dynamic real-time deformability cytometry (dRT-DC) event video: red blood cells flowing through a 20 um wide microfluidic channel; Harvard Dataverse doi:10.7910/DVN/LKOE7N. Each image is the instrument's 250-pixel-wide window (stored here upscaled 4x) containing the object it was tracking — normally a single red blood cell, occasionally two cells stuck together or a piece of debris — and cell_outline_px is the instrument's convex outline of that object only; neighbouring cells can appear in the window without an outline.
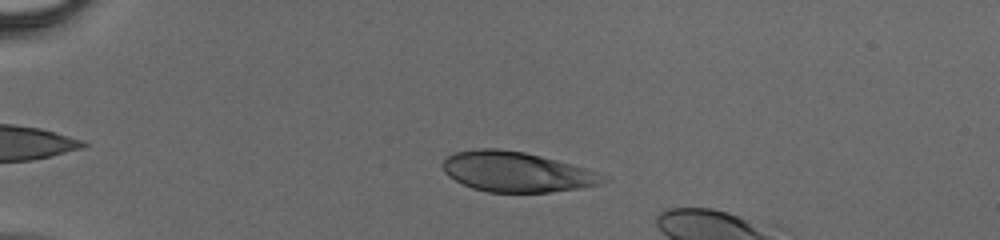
{"species": "human", "species_latin": "Homo sapiens", "temperature_condition": "cold", "stored_images_in_passage": 20, "camera_frame_rate_fps": 3000, "um_per_image_px": 0.085, "donor": {"sex": "male"}, "frame": {"image": 1, "passage_image": 12, "time_ms": 3.667, "image_size_px": [1000, 240], "cell_outline_px": [[608, 180], [600, 184], [584, 188], [548, 192], [488, 192], [472, 188], [448, 176], [444, 172], [440, 164], [444, 156], [456, 152], [480, 148], [496, 148], [524, 152], [556, 160], [584, 168], [608, 176]], "centroid_in_image_um": [43.88, 14.61], "position_along_channel_um": 41.1, "area_um2": 37.57}}